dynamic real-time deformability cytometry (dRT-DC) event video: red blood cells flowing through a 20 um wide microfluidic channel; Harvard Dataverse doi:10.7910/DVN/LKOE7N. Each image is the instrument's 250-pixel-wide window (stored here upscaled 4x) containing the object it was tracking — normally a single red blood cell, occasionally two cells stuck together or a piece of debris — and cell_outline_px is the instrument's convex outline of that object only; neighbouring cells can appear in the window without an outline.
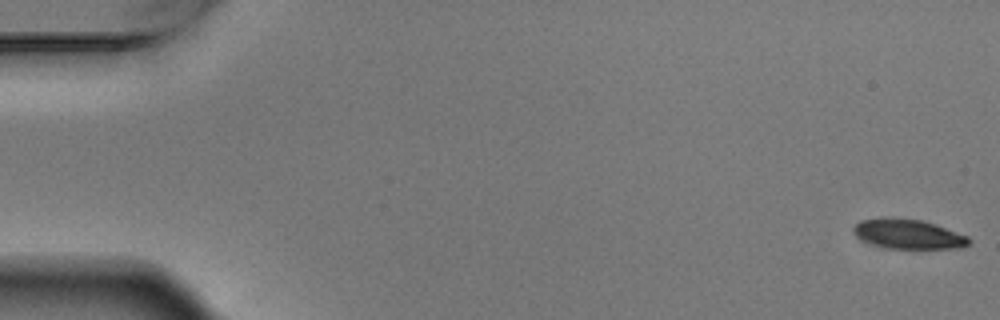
{"species": "Egyptian fruit bat (a non-hibernating species)", "species_latin": "Rousettus aegyptiacus", "temperature_condition": "warm", "stored_images_in_passage": 6, "camera_frame_rate_fps": 3000, "um_per_image_px": 0.085, "animal": {"sex": "male"}, "frame": {"image": 1, "passage_image": 1, "time_ms": 0.0, "image_size_px": [1000, 320], "cell_outline_px": [[968, 244], [960, 248], [888, 248], [868, 244], [856, 236], [852, 232], [852, 228], [860, 220], [880, 216], [892, 216], [924, 220], [936, 224], [968, 236]], "centroid_in_image_um": [77.11, 19.86], "position_along_channel_um": 7.9, "area_um2": 20.35}}
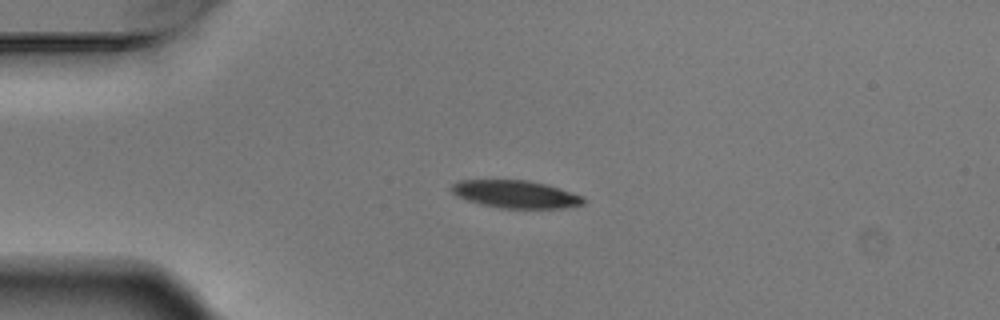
{"frame": {"image": 2, "passage_image": 4, "time_ms": 1.0, "image_size_px": [1000, 320], "cell_outline_px": [[584, 204], [564, 208], [500, 208], [480, 204], [456, 196], [452, 192], [452, 184], [460, 180], [528, 180], [560, 188], [584, 196]], "centroid_in_image_um": [43.84, 16.51], "position_along_channel_um": 41.2, "area_um2": 21.21}}
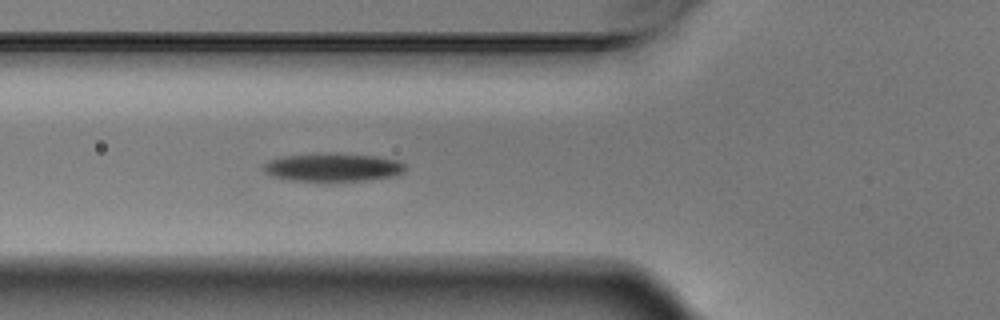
{"frame": {"image": 3, "passage_image": 6, "time_ms": 1.667, "image_size_px": [1000, 320], "cell_outline_px": [[404, 168], [396, 176], [368, 180], [292, 180], [272, 176], [264, 172], [260, 168], [268, 160], [288, 156], [372, 156], [396, 160], [404, 164]], "centroid_in_image_um": [28.26, 14.27], "position_along_channel_um": 97.5, "area_um2": 21.73}}